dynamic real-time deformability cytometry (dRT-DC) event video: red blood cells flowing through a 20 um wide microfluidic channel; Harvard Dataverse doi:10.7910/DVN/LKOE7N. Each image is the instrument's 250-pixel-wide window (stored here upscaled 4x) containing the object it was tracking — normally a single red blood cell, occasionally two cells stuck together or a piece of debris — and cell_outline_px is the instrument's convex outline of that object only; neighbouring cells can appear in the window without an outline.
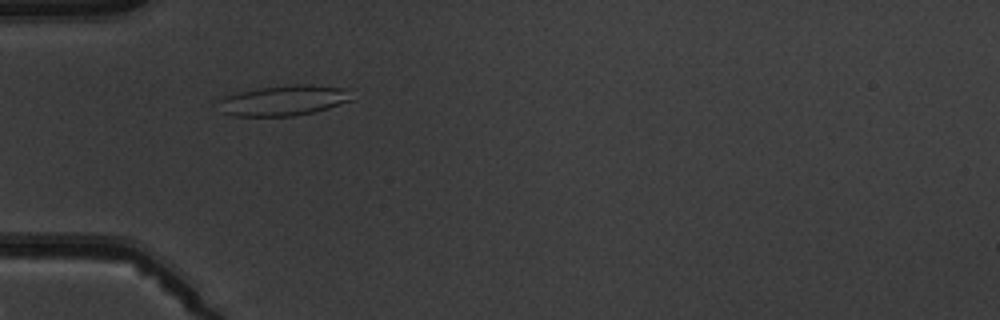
{"species": "common noctule bat (a hibernating species)", "species_latin": "Nyctalus noctula", "temperature_condition": "warm", "stored_images_in_passage": 3, "camera_frame_rate_fps": 3000, "um_per_image_px": 0.085, "animal": {"sex": "male", "body_mass_g": 19.5, "forearm_length_mm": 54.6}, "frame": {"image": 1, "passage_image": 2, "time_ms": 1.333, "image_size_px": [1000, 320], "cell_outline_px": [[352, 100], [328, 108], [312, 112], [292, 116], [232, 116], [220, 112], [216, 100], [224, 96], [240, 92], [260, 88], [296, 84], [308, 84], [348, 88]], "centroid_in_image_um": [24.07, 8.54], "position_along_channel_um": 60.9, "area_um2": 23.7}}
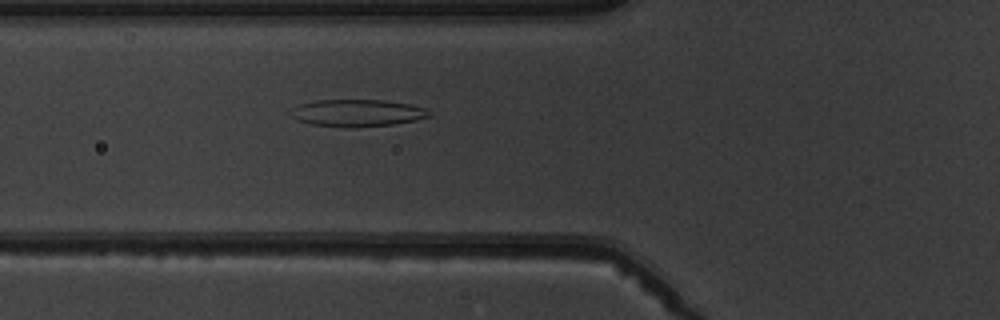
{"frame": {"image": 2, "passage_image": 3, "time_ms": 2.333, "image_size_px": [1000, 320], "cell_outline_px": [[432, 116], [416, 120], [392, 124], [348, 128], [312, 124], [296, 120], [292, 116], [292, 108], [300, 104], [312, 100], [384, 100], [412, 104], [424, 108], [432, 112]], "centroid_in_image_um": [30.39, 9.6], "position_along_channel_um": 95.4, "area_um2": 21.96}}